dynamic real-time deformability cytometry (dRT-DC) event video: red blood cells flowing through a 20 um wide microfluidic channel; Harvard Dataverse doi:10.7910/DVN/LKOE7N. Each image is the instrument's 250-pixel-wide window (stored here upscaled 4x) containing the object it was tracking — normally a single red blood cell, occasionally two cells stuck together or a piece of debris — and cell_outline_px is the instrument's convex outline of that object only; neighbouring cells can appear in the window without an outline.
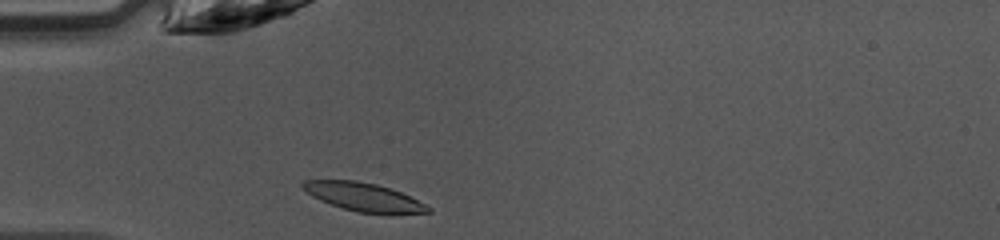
{"species": "common noctule bat (a hibernating species)", "species_latin": "Nyctalus noctula", "temperature_condition": "warm", "stored_images_in_passage": 34, "camera_frame_rate_fps": 3000, "um_per_image_px": 0.085, "animal": {"sex": "female", "body_mass_g": 10.0, "forearm_length_mm": 53.1}, "frame": {"image": 1, "passage_image": 1, "time_ms": 0.0, "image_size_px": [1000, 240], "cell_outline_px": [[432, 212], [392, 216], [356, 212], [320, 200], [312, 196], [300, 184], [304, 180], [356, 180], [376, 184], [400, 192], [432, 208]], "centroid_in_image_um": [30.98, 16.78], "position_along_channel_um": 54.0, "area_um2": 20.98}}
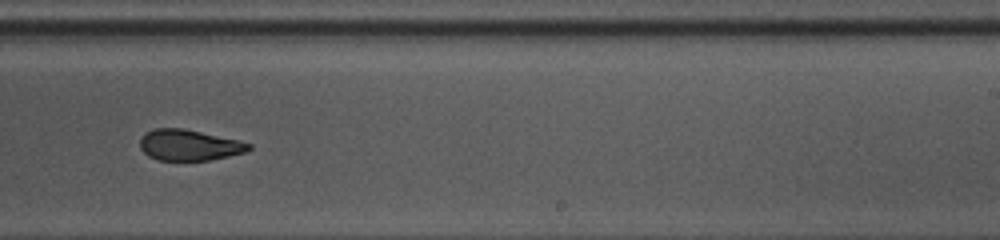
{"frame": {"image": 2, "passage_image": 17, "time_ms": 5.333, "image_size_px": [1000, 240], "cell_outline_px": [[252, 148], [244, 152], [228, 156], [208, 160], [156, 160], [148, 156], [140, 148], [140, 140], [152, 128], [184, 128], [240, 140], [252, 144]], "centroid_in_image_um": [16.09, 12.33], "position_along_channel_um": 272.9, "area_um2": 19.59}}
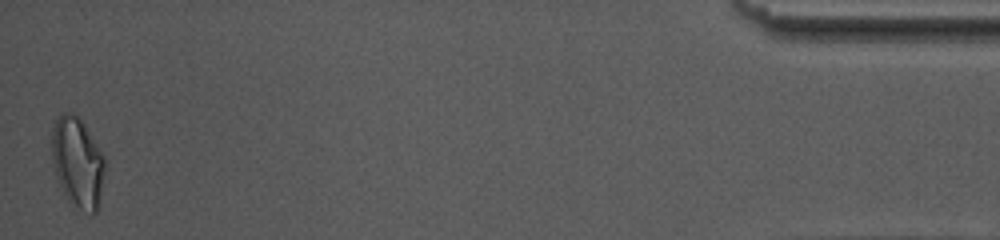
{"frame": {"image": 3, "passage_image": 34, "time_ms": 11.0, "image_size_px": [1000, 240], "cell_outline_px": [[104, 172], [96, 212], [92, 212], [80, 208], [68, 200], [64, 196], [56, 176], [52, 160], [52, 128], [60, 112], [72, 112], [84, 124], [104, 156]], "centroid_in_image_um": [6.56, 13.75], "position_along_channel_um": 428.6, "area_um2": 27.34}, "authors_computed_cell_mechanics": {"area_um2": 21.2993, "velocity_mm_per_s": 4.24, "shape_relaxation_time_tau1_ms": 3.785, "shape_relaxation_time_tau2_ms": 1.2133, "deformation_change_tau1": 0.1461, "deformation_change_tau2": 0.073}}